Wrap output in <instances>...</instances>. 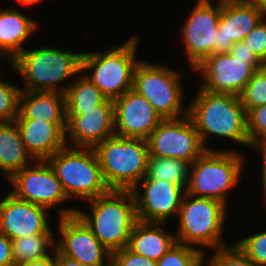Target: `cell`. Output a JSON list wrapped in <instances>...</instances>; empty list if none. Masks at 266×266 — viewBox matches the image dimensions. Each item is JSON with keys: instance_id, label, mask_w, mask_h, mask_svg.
<instances>
[{"instance_id": "6da1fadb", "label": "cell", "mask_w": 266, "mask_h": 266, "mask_svg": "<svg viewBox=\"0 0 266 266\" xmlns=\"http://www.w3.org/2000/svg\"><path fill=\"white\" fill-rule=\"evenodd\" d=\"M199 88L197 95L188 105V115L206 150H212L206 146L210 134L249 146L247 112L240 96Z\"/></svg>"}, {"instance_id": "7a4b0ae2", "label": "cell", "mask_w": 266, "mask_h": 266, "mask_svg": "<svg viewBox=\"0 0 266 266\" xmlns=\"http://www.w3.org/2000/svg\"><path fill=\"white\" fill-rule=\"evenodd\" d=\"M88 203L90 213L76 210V214L97 239L111 253L127 247L131 231L138 221L132 191L109 190Z\"/></svg>"}, {"instance_id": "3957f363", "label": "cell", "mask_w": 266, "mask_h": 266, "mask_svg": "<svg viewBox=\"0 0 266 266\" xmlns=\"http://www.w3.org/2000/svg\"><path fill=\"white\" fill-rule=\"evenodd\" d=\"M81 57L82 52L44 46L35 50L25 49L10 65L25 82L26 88L21 90L65 93L68 87L58 84L81 73Z\"/></svg>"}, {"instance_id": "277c9868", "label": "cell", "mask_w": 266, "mask_h": 266, "mask_svg": "<svg viewBox=\"0 0 266 266\" xmlns=\"http://www.w3.org/2000/svg\"><path fill=\"white\" fill-rule=\"evenodd\" d=\"M94 150L103 179L110 190H133L147 172V140L113 136L98 143Z\"/></svg>"}, {"instance_id": "5b68a950", "label": "cell", "mask_w": 266, "mask_h": 266, "mask_svg": "<svg viewBox=\"0 0 266 266\" xmlns=\"http://www.w3.org/2000/svg\"><path fill=\"white\" fill-rule=\"evenodd\" d=\"M138 37L131 36L120 46L106 52H82L81 72L108 98L115 100L133 88L137 63Z\"/></svg>"}, {"instance_id": "8992f818", "label": "cell", "mask_w": 266, "mask_h": 266, "mask_svg": "<svg viewBox=\"0 0 266 266\" xmlns=\"http://www.w3.org/2000/svg\"><path fill=\"white\" fill-rule=\"evenodd\" d=\"M62 184L68 199L92 200L106 194V185L94 148L69 147L57 151L46 160Z\"/></svg>"}, {"instance_id": "52a82bcc", "label": "cell", "mask_w": 266, "mask_h": 266, "mask_svg": "<svg viewBox=\"0 0 266 266\" xmlns=\"http://www.w3.org/2000/svg\"><path fill=\"white\" fill-rule=\"evenodd\" d=\"M244 162L242 154L233 150H206L190 165L186 193L227 205L228 190L239 184Z\"/></svg>"}, {"instance_id": "ba28073f", "label": "cell", "mask_w": 266, "mask_h": 266, "mask_svg": "<svg viewBox=\"0 0 266 266\" xmlns=\"http://www.w3.org/2000/svg\"><path fill=\"white\" fill-rule=\"evenodd\" d=\"M226 210L227 205L221 201L185 193L178 212L179 229L175 233L176 241L215 250L228 246L221 237L227 218Z\"/></svg>"}, {"instance_id": "9c48e42d", "label": "cell", "mask_w": 266, "mask_h": 266, "mask_svg": "<svg viewBox=\"0 0 266 266\" xmlns=\"http://www.w3.org/2000/svg\"><path fill=\"white\" fill-rule=\"evenodd\" d=\"M179 71L163 65L139 61L134 70L133 90L145 97L164 119L188 115L183 106V88Z\"/></svg>"}, {"instance_id": "30bf717a", "label": "cell", "mask_w": 266, "mask_h": 266, "mask_svg": "<svg viewBox=\"0 0 266 266\" xmlns=\"http://www.w3.org/2000/svg\"><path fill=\"white\" fill-rule=\"evenodd\" d=\"M59 213L58 232L62 238L55 249L85 266H111L112 253L76 214V210L65 208Z\"/></svg>"}, {"instance_id": "8fae6325", "label": "cell", "mask_w": 266, "mask_h": 266, "mask_svg": "<svg viewBox=\"0 0 266 266\" xmlns=\"http://www.w3.org/2000/svg\"><path fill=\"white\" fill-rule=\"evenodd\" d=\"M149 156L192 163L206 148L189 115L164 119L147 139Z\"/></svg>"}, {"instance_id": "7c38bea8", "label": "cell", "mask_w": 266, "mask_h": 266, "mask_svg": "<svg viewBox=\"0 0 266 266\" xmlns=\"http://www.w3.org/2000/svg\"><path fill=\"white\" fill-rule=\"evenodd\" d=\"M216 2L213 6L211 0H197L182 26L185 54L192 69L213 55L221 15V1Z\"/></svg>"}, {"instance_id": "4fadbf2b", "label": "cell", "mask_w": 266, "mask_h": 266, "mask_svg": "<svg viewBox=\"0 0 266 266\" xmlns=\"http://www.w3.org/2000/svg\"><path fill=\"white\" fill-rule=\"evenodd\" d=\"M9 181L14 185L10 193L20 200L49 208L69 200L54 170L46 160H35Z\"/></svg>"}, {"instance_id": "5bb4252c", "label": "cell", "mask_w": 266, "mask_h": 266, "mask_svg": "<svg viewBox=\"0 0 266 266\" xmlns=\"http://www.w3.org/2000/svg\"><path fill=\"white\" fill-rule=\"evenodd\" d=\"M194 70L202 73L201 88L214 93L240 96L246 84L257 71L247 60L233 57L230 53L208 56Z\"/></svg>"}, {"instance_id": "9a60e30c", "label": "cell", "mask_w": 266, "mask_h": 266, "mask_svg": "<svg viewBox=\"0 0 266 266\" xmlns=\"http://www.w3.org/2000/svg\"><path fill=\"white\" fill-rule=\"evenodd\" d=\"M140 182L144 191H141L140 186L132 190L138 220L165 223L173 213L178 214L186 193L183 187L156 179H142Z\"/></svg>"}, {"instance_id": "2e32d148", "label": "cell", "mask_w": 266, "mask_h": 266, "mask_svg": "<svg viewBox=\"0 0 266 266\" xmlns=\"http://www.w3.org/2000/svg\"><path fill=\"white\" fill-rule=\"evenodd\" d=\"M66 144L73 147L94 148L105 139L115 136V108L112 99L79 115H66ZM69 137V138H67ZM68 140H72L69 144Z\"/></svg>"}, {"instance_id": "e0dca14e", "label": "cell", "mask_w": 266, "mask_h": 266, "mask_svg": "<svg viewBox=\"0 0 266 266\" xmlns=\"http://www.w3.org/2000/svg\"><path fill=\"white\" fill-rule=\"evenodd\" d=\"M115 108V135L147 140L164 118L150 102L130 89L113 100Z\"/></svg>"}, {"instance_id": "ac0fdd59", "label": "cell", "mask_w": 266, "mask_h": 266, "mask_svg": "<svg viewBox=\"0 0 266 266\" xmlns=\"http://www.w3.org/2000/svg\"><path fill=\"white\" fill-rule=\"evenodd\" d=\"M47 208L8 193L0 201V231L10 240L36 234H54L46 218Z\"/></svg>"}, {"instance_id": "d6986e66", "label": "cell", "mask_w": 266, "mask_h": 266, "mask_svg": "<svg viewBox=\"0 0 266 266\" xmlns=\"http://www.w3.org/2000/svg\"><path fill=\"white\" fill-rule=\"evenodd\" d=\"M266 16L253 4L241 0L221 1V15L213 55L228 54Z\"/></svg>"}, {"instance_id": "ffe728a7", "label": "cell", "mask_w": 266, "mask_h": 266, "mask_svg": "<svg viewBox=\"0 0 266 266\" xmlns=\"http://www.w3.org/2000/svg\"><path fill=\"white\" fill-rule=\"evenodd\" d=\"M26 151L34 160H47L67 146V124L40 120H15Z\"/></svg>"}, {"instance_id": "44dd1931", "label": "cell", "mask_w": 266, "mask_h": 266, "mask_svg": "<svg viewBox=\"0 0 266 266\" xmlns=\"http://www.w3.org/2000/svg\"><path fill=\"white\" fill-rule=\"evenodd\" d=\"M16 120H40L67 124L65 94L21 90Z\"/></svg>"}, {"instance_id": "7402d4cb", "label": "cell", "mask_w": 266, "mask_h": 266, "mask_svg": "<svg viewBox=\"0 0 266 266\" xmlns=\"http://www.w3.org/2000/svg\"><path fill=\"white\" fill-rule=\"evenodd\" d=\"M37 22L20 10L4 9L0 15V60L11 63L25 49L24 41L35 32Z\"/></svg>"}, {"instance_id": "603a6c76", "label": "cell", "mask_w": 266, "mask_h": 266, "mask_svg": "<svg viewBox=\"0 0 266 266\" xmlns=\"http://www.w3.org/2000/svg\"><path fill=\"white\" fill-rule=\"evenodd\" d=\"M163 225L138 220L131 231L127 247L157 262L177 242L175 234L166 233Z\"/></svg>"}, {"instance_id": "cb8c5ba5", "label": "cell", "mask_w": 266, "mask_h": 266, "mask_svg": "<svg viewBox=\"0 0 266 266\" xmlns=\"http://www.w3.org/2000/svg\"><path fill=\"white\" fill-rule=\"evenodd\" d=\"M29 159L35 161L26 151L15 121L0 122V170L6 173L8 180L31 165Z\"/></svg>"}, {"instance_id": "d4e9b609", "label": "cell", "mask_w": 266, "mask_h": 266, "mask_svg": "<svg viewBox=\"0 0 266 266\" xmlns=\"http://www.w3.org/2000/svg\"><path fill=\"white\" fill-rule=\"evenodd\" d=\"M79 78V79H78ZM65 91L66 115H79L102 104L107 97L87 76L81 75Z\"/></svg>"}, {"instance_id": "484cf974", "label": "cell", "mask_w": 266, "mask_h": 266, "mask_svg": "<svg viewBox=\"0 0 266 266\" xmlns=\"http://www.w3.org/2000/svg\"><path fill=\"white\" fill-rule=\"evenodd\" d=\"M190 165V162L180 159L149 156L146 176L143 179L164 180L180 185L186 190Z\"/></svg>"}, {"instance_id": "4316f807", "label": "cell", "mask_w": 266, "mask_h": 266, "mask_svg": "<svg viewBox=\"0 0 266 266\" xmlns=\"http://www.w3.org/2000/svg\"><path fill=\"white\" fill-rule=\"evenodd\" d=\"M54 234H36L11 240L12 256L15 266L39 260L48 254V247L55 246Z\"/></svg>"}, {"instance_id": "83f0119b", "label": "cell", "mask_w": 266, "mask_h": 266, "mask_svg": "<svg viewBox=\"0 0 266 266\" xmlns=\"http://www.w3.org/2000/svg\"><path fill=\"white\" fill-rule=\"evenodd\" d=\"M204 257L202 249L176 242L157 261V266H203Z\"/></svg>"}, {"instance_id": "f1b7e54d", "label": "cell", "mask_w": 266, "mask_h": 266, "mask_svg": "<svg viewBox=\"0 0 266 266\" xmlns=\"http://www.w3.org/2000/svg\"><path fill=\"white\" fill-rule=\"evenodd\" d=\"M240 99L246 112L266 105V65L254 73L241 93Z\"/></svg>"}, {"instance_id": "f546056e", "label": "cell", "mask_w": 266, "mask_h": 266, "mask_svg": "<svg viewBox=\"0 0 266 266\" xmlns=\"http://www.w3.org/2000/svg\"><path fill=\"white\" fill-rule=\"evenodd\" d=\"M21 88L0 78V122L15 121L19 115Z\"/></svg>"}, {"instance_id": "4dcf8cb0", "label": "cell", "mask_w": 266, "mask_h": 266, "mask_svg": "<svg viewBox=\"0 0 266 266\" xmlns=\"http://www.w3.org/2000/svg\"><path fill=\"white\" fill-rule=\"evenodd\" d=\"M208 266H258L247 257L234 243L216 249Z\"/></svg>"}, {"instance_id": "1f68e13d", "label": "cell", "mask_w": 266, "mask_h": 266, "mask_svg": "<svg viewBox=\"0 0 266 266\" xmlns=\"http://www.w3.org/2000/svg\"><path fill=\"white\" fill-rule=\"evenodd\" d=\"M233 243L258 266H266V231Z\"/></svg>"}, {"instance_id": "d6a6232c", "label": "cell", "mask_w": 266, "mask_h": 266, "mask_svg": "<svg viewBox=\"0 0 266 266\" xmlns=\"http://www.w3.org/2000/svg\"><path fill=\"white\" fill-rule=\"evenodd\" d=\"M247 130L250 144L266 143V105L247 112Z\"/></svg>"}, {"instance_id": "836d02e7", "label": "cell", "mask_w": 266, "mask_h": 266, "mask_svg": "<svg viewBox=\"0 0 266 266\" xmlns=\"http://www.w3.org/2000/svg\"><path fill=\"white\" fill-rule=\"evenodd\" d=\"M248 48L266 65V16L243 39Z\"/></svg>"}, {"instance_id": "e575fe53", "label": "cell", "mask_w": 266, "mask_h": 266, "mask_svg": "<svg viewBox=\"0 0 266 266\" xmlns=\"http://www.w3.org/2000/svg\"><path fill=\"white\" fill-rule=\"evenodd\" d=\"M111 266H157V262L125 247L111 254Z\"/></svg>"}, {"instance_id": "d590c367", "label": "cell", "mask_w": 266, "mask_h": 266, "mask_svg": "<svg viewBox=\"0 0 266 266\" xmlns=\"http://www.w3.org/2000/svg\"><path fill=\"white\" fill-rule=\"evenodd\" d=\"M233 57H238L241 60H247V63L252 65L256 70H260L265 65L256 57V55L248 48L244 41L234 43L229 51Z\"/></svg>"}, {"instance_id": "8d00e7d4", "label": "cell", "mask_w": 266, "mask_h": 266, "mask_svg": "<svg viewBox=\"0 0 266 266\" xmlns=\"http://www.w3.org/2000/svg\"><path fill=\"white\" fill-rule=\"evenodd\" d=\"M0 266H15L11 240L0 231Z\"/></svg>"}, {"instance_id": "74e56055", "label": "cell", "mask_w": 266, "mask_h": 266, "mask_svg": "<svg viewBox=\"0 0 266 266\" xmlns=\"http://www.w3.org/2000/svg\"><path fill=\"white\" fill-rule=\"evenodd\" d=\"M249 146H251V147H255L257 150H259L260 152L259 153H261L260 155L262 156V166H263V168H262V178L263 179H261L262 180V189H263V192H264V194L263 195H265V201H266V143H252V144H249Z\"/></svg>"}, {"instance_id": "f35d334b", "label": "cell", "mask_w": 266, "mask_h": 266, "mask_svg": "<svg viewBox=\"0 0 266 266\" xmlns=\"http://www.w3.org/2000/svg\"><path fill=\"white\" fill-rule=\"evenodd\" d=\"M55 263L56 266H85L82 265L80 262L76 261L75 259L60 254L56 249H55Z\"/></svg>"}, {"instance_id": "ab89813d", "label": "cell", "mask_w": 266, "mask_h": 266, "mask_svg": "<svg viewBox=\"0 0 266 266\" xmlns=\"http://www.w3.org/2000/svg\"><path fill=\"white\" fill-rule=\"evenodd\" d=\"M53 255H49L45 258L39 259V260H34L30 262H26L21 264L20 266H56L55 263V252H54V257Z\"/></svg>"}, {"instance_id": "60d3db41", "label": "cell", "mask_w": 266, "mask_h": 266, "mask_svg": "<svg viewBox=\"0 0 266 266\" xmlns=\"http://www.w3.org/2000/svg\"><path fill=\"white\" fill-rule=\"evenodd\" d=\"M255 5L266 13V0H241Z\"/></svg>"}, {"instance_id": "b9f144b4", "label": "cell", "mask_w": 266, "mask_h": 266, "mask_svg": "<svg viewBox=\"0 0 266 266\" xmlns=\"http://www.w3.org/2000/svg\"><path fill=\"white\" fill-rule=\"evenodd\" d=\"M23 6L33 5L35 3H38L41 0H16Z\"/></svg>"}]
</instances>
